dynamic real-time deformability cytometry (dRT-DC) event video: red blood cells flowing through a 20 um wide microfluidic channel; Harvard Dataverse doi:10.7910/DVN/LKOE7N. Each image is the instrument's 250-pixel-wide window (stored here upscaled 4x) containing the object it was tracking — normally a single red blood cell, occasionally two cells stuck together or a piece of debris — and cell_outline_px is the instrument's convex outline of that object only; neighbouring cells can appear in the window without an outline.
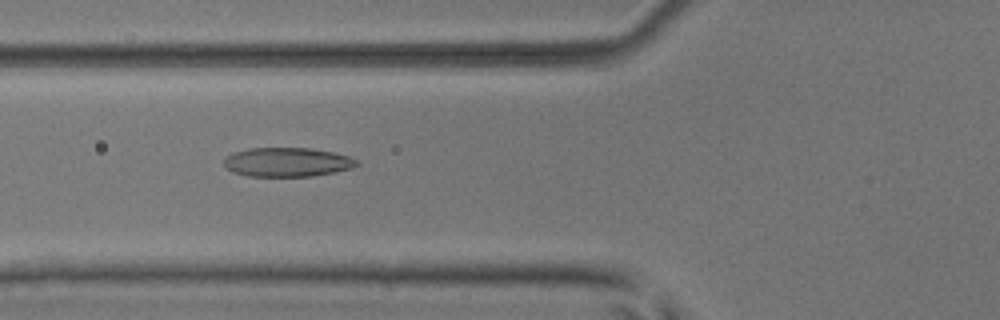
{"species": "common noctule bat (a hibernating species)", "species_latin": "Nyctalus noctula", "temperature_condition": "room temperature", "stored_images_in_passage": 45, "camera_frame_rate_fps": 3000, "um_per_image_px": 0.085, "animal": {"sex": "male", "body_mass_g": 17.9, "forearm_length_mm": 54.2}, "frame": {"image": 1, "passage_image": 20, "time_ms": 6.333, "image_size_px": [1000, 320], "cell_outline_px": [[360, 164], [352, 168], [336, 172], [312, 176], [248, 176], [232, 172], [224, 164], [224, 160], [232, 152], [248, 148], [308, 148], [332, 152], [348, 156], [356, 160]], "centroid_in_image_um": [24.41, 13.78], "position_along_channel_um": 101.4, "area_um2": 22.48}}
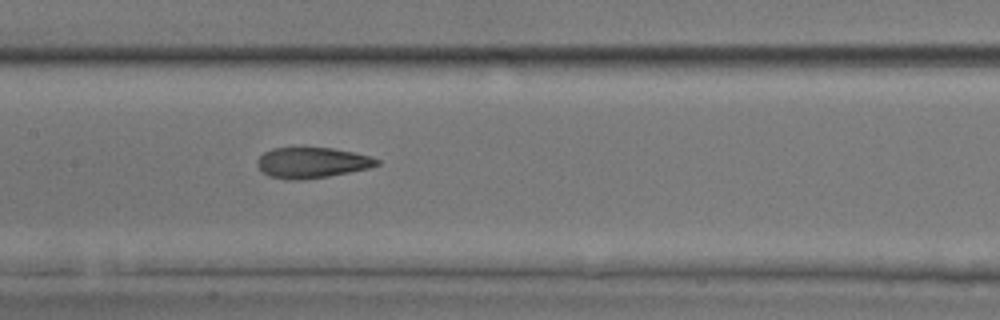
{"frame": {"image": 2, "passage_image": 26, "time_ms": 8.333, "image_size_px": [1000, 320], "cell_outline_px": [[380, 164], [368, 168], [328, 176], [304, 180], [292, 180], [268, 176], [256, 164], [256, 160], [264, 152], [272, 148], [332, 148], [352, 152], [368, 156], [380, 160]], "centroid_in_image_um": [26.49, 13.83], "position_along_channel_um": 180.9, "area_um2": 21.15}}
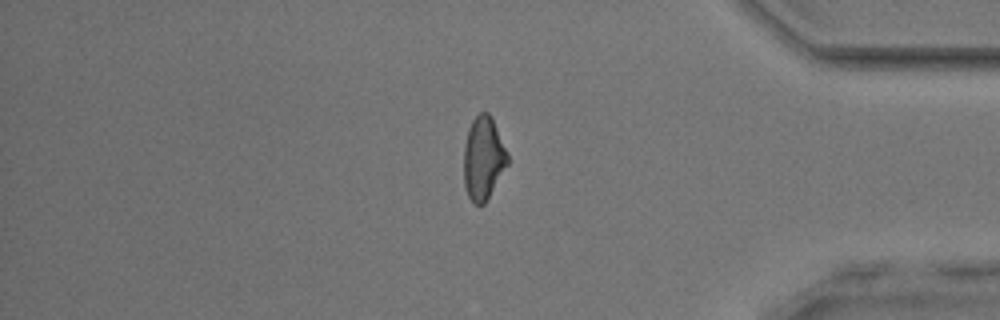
{"frame": {"image": 3, "passage_image": 44, "time_ms": 14.333, "image_size_px": [1000, 320], "cell_outline_px": [[508, 164], [484, 204], [472, 204], [468, 196], [464, 184], [464, 144], [468, 128], [472, 120], [480, 112], [488, 112], [492, 116], [508, 152]], "centroid_in_image_um": [41.08, 13.42], "position_along_channel_um": 394.1, "area_um2": 21.39}}